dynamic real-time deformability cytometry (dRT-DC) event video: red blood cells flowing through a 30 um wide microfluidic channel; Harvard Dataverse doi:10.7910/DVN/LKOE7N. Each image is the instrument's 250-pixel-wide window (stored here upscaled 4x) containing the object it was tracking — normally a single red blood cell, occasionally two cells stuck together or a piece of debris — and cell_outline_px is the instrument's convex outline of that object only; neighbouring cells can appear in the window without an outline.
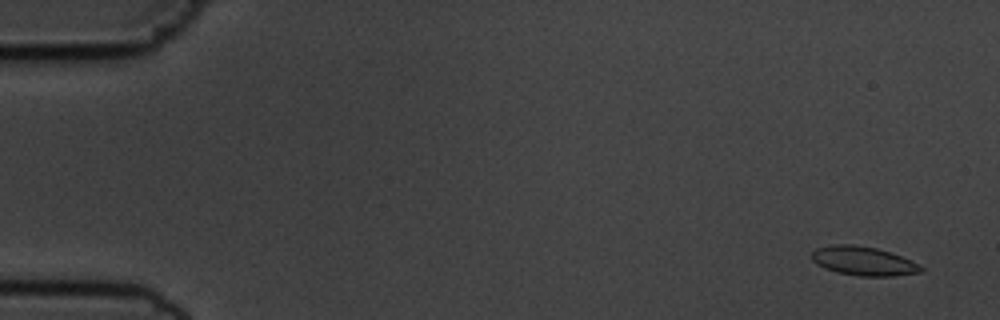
{"species": "common noctule bat (a hibernating species)", "species_latin": "Nyctalus noctula", "temperature_condition": "cold", "stored_images_in_passage": 56, "camera_frame_rate_fps": 3000, "um_per_image_px": 0.085, "animal": {"sex": "male", "body_mass_g": 19.5, "forearm_length_mm": 54.6}, "frame": {"image": 1, "passage_image": 3, "time_ms": 0.667, "image_size_px": [1000, 320], "cell_outline_px": [[924, 268], [920, 272], [892, 276], [860, 276], [836, 272], [824, 268], [816, 264], [812, 260], [812, 252], [816, 248], [832, 244], [856, 244], [876, 248], [892, 252], [920, 264]], "centroid_in_image_um": [73.38, 22.17], "position_along_channel_um": 11.6, "area_um2": 18.61}}
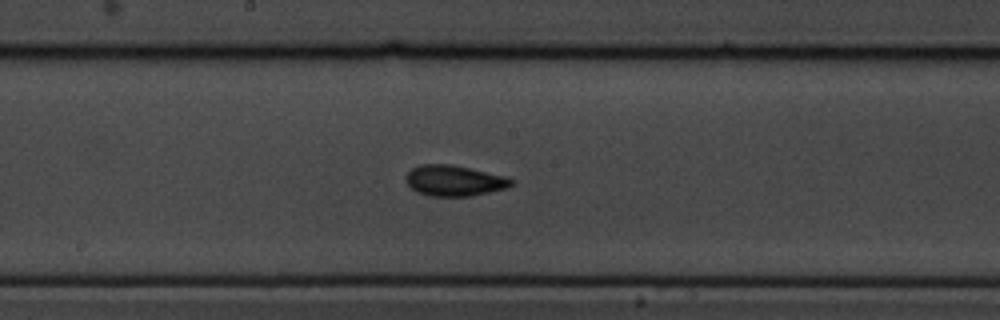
{"frame": {"image": 2, "passage_image": 30, "time_ms": 9.667, "image_size_px": [1000, 320], "cell_outline_px": [[512, 184], [508, 188], [472, 196], [428, 196], [416, 192], [404, 180], [404, 176], [412, 168], [420, 164], [452, 164], [504, 176], [512, 180]], "centroid_in_image_um": [38.56, 15.36], "position_along_channel_um": 209.6, "area_um2": 18.96}}
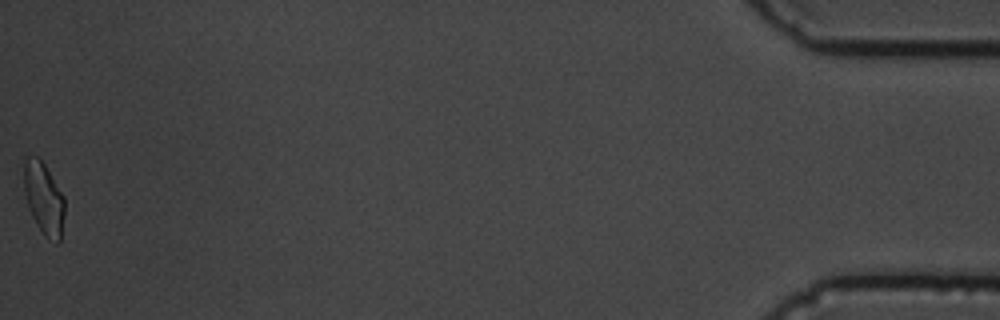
{"frame": {"image": 3, "passage_image": 56, "time_ms": 18.333, "image_size_px": [1000, 320], "cell_outline_px": [[64, 216], [60, 240], [56, 244], [48, 240], [44, 236], [36, 224], [28, 208], [24, 192], [24, 156], [36, 156], [44, 164], [64, 196]], "centroid_in_image_um": [3.71, 16.9], "position_along_channel_um": 431.5, "area_um2": 17.22}, "authors_computed_cell_mechanics": {"area_um2": 17.6868, "velocity_mm_per_s": 3.6288, "shape_relaxation_time_tau1_ms": 3.2189, "shape_relaxation_time_tau2_ms": 1.4968, "deformation_change_tau1": 0.104, "deformation_change_tau2": 0.0626}}